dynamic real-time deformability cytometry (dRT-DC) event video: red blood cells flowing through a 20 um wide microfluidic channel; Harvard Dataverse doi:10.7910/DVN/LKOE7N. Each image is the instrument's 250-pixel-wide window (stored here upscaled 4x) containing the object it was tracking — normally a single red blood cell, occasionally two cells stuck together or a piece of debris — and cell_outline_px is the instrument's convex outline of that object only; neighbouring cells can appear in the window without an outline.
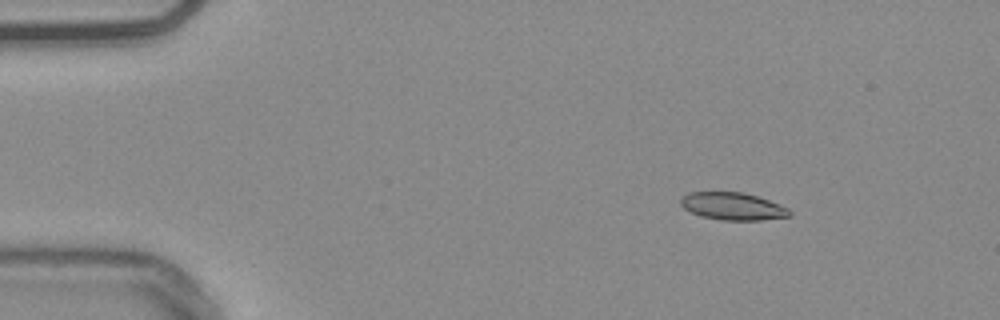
{"species": "common noctule bat (a hibernating species)", "species_latin": "Nyctalus noctula", "temperature_condition": "warm", "stored_images_in_passage": 53, "camera_frame_rate_fps": 3000, "um_per_image_px": 0.085, "animal": {"sex": "male", "body_mass_g": 20.4}, "frame": {"image": 1, "passage_image": 7, "time_ms": 2.0, "image_size_px": [1000, 320], "cell_outline_px": [[792, 216], [760, 220], [720, 220], [700, 216], [684, 208], [680, 204], [680, 200], [688, 192], [744, 192], [780, 204], [788, 208], [792, 212]], "centroid_in_image_um": [62.3, 17.54], "position_along_channel_um": 22.7, "area_um2": 17.46}}
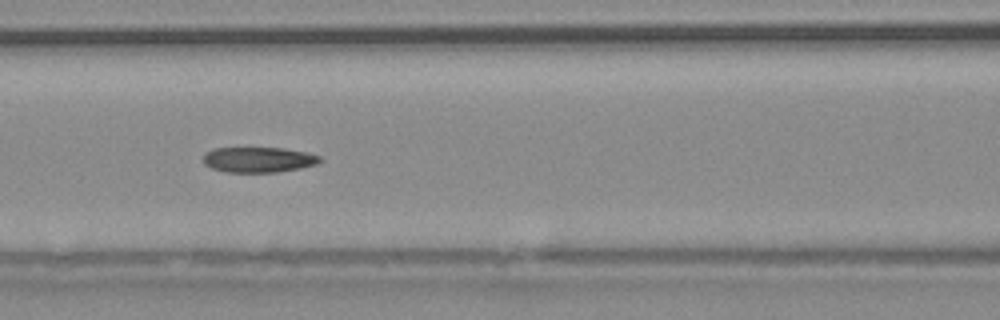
{"frame": {"image": 2, "passage_image": 23, "time_ms": 7.333, "image_size_px": [1000, 320], "cell_outline_px": [[324, 160], [316, 164], [300, 168], [276, 172], [224, 172], [212, 168], [204, 164], [204, 156], [208, 152], [216, 148], [284, 148], [308, 152], [320, 156]], "centroid_in_image_um": [22.02, 13.57], "position_along_channel_um": 144.6, "area_um2": 17.22}}
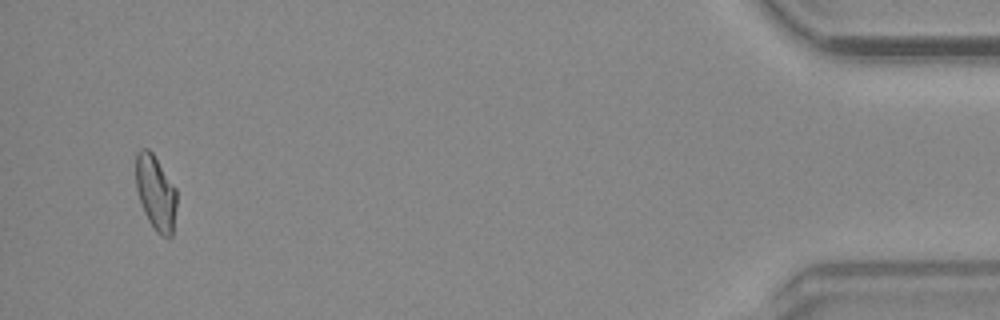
{"frame": {"image": 3, "passage_image": 51, "time_ms": 16.667, "image_size_px": [1000, 320], "cell_outline_px": [[176, 208], [172, 236], [160, 236], [156, 232], [148, 220], [144, 212], [136, 188], [136, 152], [140, 148], [148, 148], [152, 152], [176, 188]], "centroid_in_image_um": [13.23, 16.37], "position_along_channel_um": 422.0, "area_um2": 17.8}, "authors_computed_cell_mechanics": {"area_um2": 17.918, "velocity_mm_per_s": 3.8172, "shape_relaxation_time_tau1_ms": 8.2653, "shape_relaxation_time_tau2_ms": 3.6009, "deformation_change_tau1": 0.1718, "deformation_change_tau2": 0.1042}}